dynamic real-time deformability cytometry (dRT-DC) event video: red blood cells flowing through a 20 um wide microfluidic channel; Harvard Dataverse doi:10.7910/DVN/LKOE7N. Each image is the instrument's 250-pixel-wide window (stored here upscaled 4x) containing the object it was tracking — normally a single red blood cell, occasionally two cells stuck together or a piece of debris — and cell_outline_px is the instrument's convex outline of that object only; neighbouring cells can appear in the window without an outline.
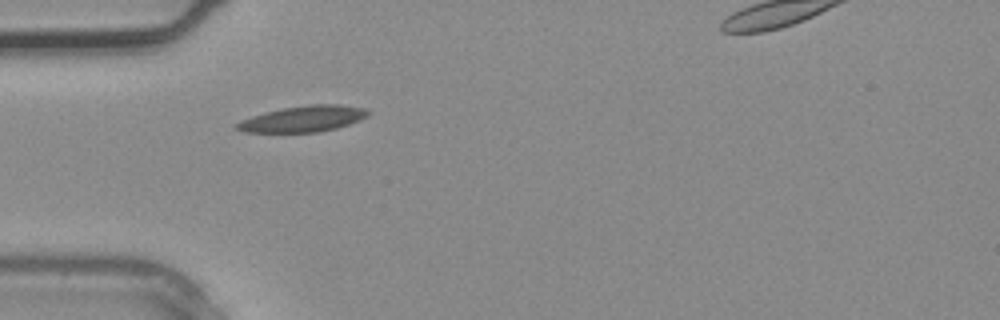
{"species": "common noctule bat (a hibernating species)", "species_latin": "Nyctalus noctula", "temperature_condition": "warm", "stored_images_in_passage": 2, "segment_of_instrument_passage": [1, 2], "camera_frame_rate_fps": 3000, "um_per_image_px": 0.085, "animal": {"sex": "male", "body_mass_g": 20.4}, "frame": {"image": 1, "passage_image": 1, "time_ms": 0.0, "image_size_px": [1000, 320], "cell_outline_px": [[372, 112], [368, 116], [360, 120], [336, 128], [320, 132], [244, 132], [236, 128], [232, 124], [240, 120], [252, 116], [280, 108], [308, 104], [340, 104], [364, 108]], "centroid_in_image_um": [25.77, 10.09], "position_along_channel_um": 59.2, "area_um2": 20.11}}